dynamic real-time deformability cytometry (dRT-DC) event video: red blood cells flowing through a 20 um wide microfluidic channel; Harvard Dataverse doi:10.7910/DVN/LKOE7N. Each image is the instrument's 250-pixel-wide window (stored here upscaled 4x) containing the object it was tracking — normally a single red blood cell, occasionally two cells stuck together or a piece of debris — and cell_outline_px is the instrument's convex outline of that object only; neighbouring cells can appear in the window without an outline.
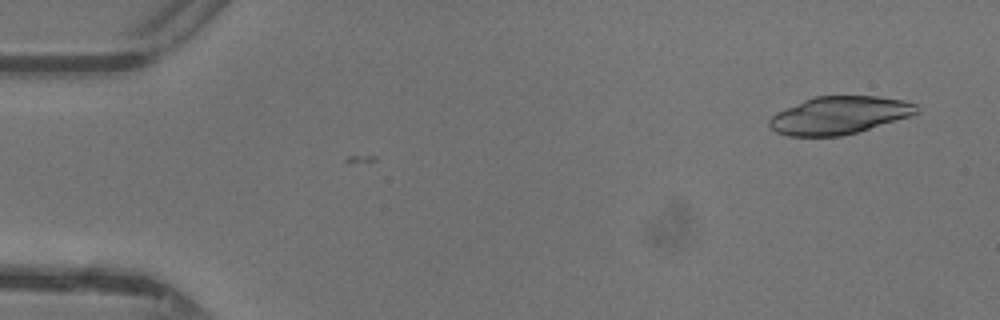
{"species": "common noctule bat (a hibernating species)", "species_latin": "Nyctalus noctula", "temperature_condition": "warm", "stored_images_in_passage": 2, "camera_frame_rate_fps": 3000, "um_per_image_px": 0.085, "animal": {"sex": "female"}, "frame": {"image": 1, "passage_image": 2, "time_ms": 0.333, "image_size_px": [1000, 320], "cell_outline_px": [[916, 112], [912, 116], [856, 132], [840, 136], [788, 136], [776, 132], [768, 124], [768, 120], [776, 112], [804, 100], [816, 96], [880, 96], [904, 100], [916, 104]], "centroid_in_image_um": [71.32, 9.79], "position_along_channel_um": 13.7, "area_um2": 32.19}}